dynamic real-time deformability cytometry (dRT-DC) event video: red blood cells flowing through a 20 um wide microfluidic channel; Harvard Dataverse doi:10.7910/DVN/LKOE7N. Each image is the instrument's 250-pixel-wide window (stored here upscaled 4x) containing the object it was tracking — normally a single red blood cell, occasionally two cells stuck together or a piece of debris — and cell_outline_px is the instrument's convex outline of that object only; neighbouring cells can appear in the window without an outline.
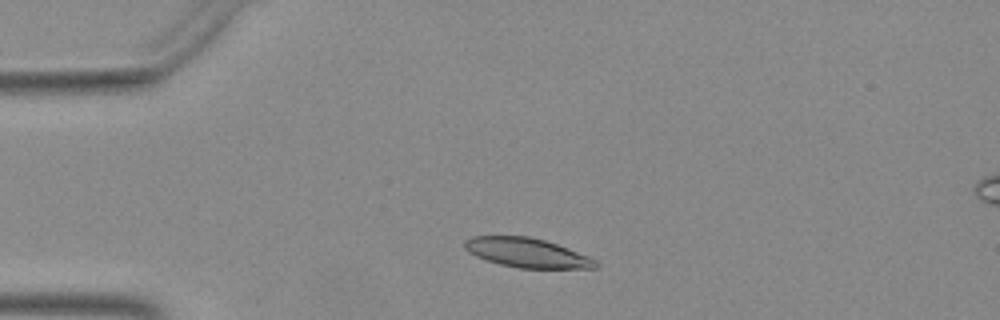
{"species": "Egyptian fruit bat (a non-hibernating species)", "species_latin": "Rousettus aegyptiacus", "temperature_condition": "warm", "stored_images_in_passage": 42, "camera_frame_rate_fps": 3000, "um_per_image_px": 0.085, "animal": {"sex": "female"}, "frame": {"image": 1, "passage_image": 3, "time_ms": 0.667, "image_size_px": [1000, 320], "cell_outline_px": [[600, 264], [596, 268], [520, 268], [500, 264], [476, 256], [468, 252], [464, 248], [464, 240], [472, 236], [528, 236], [544, 240], [556, 244], [588, 256], [596, 260]], "centroid_in_image_um": [44.78, 21.48], "position_along_channel_um": 40.2, "area_um2": 22.25}}
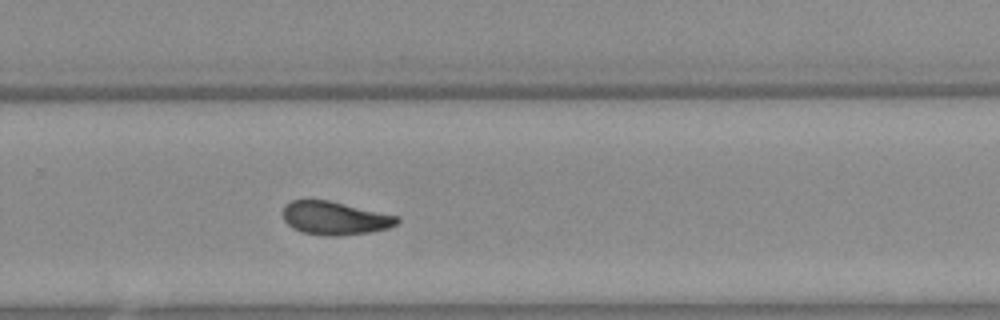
{"frame": {"image": 2, "passage_image": 25, "time_ms": 8.0, "image_size_px": [1000, 320], "cell_outline_px": [[400, 220], [396, 224], [388, 228], [368, 232], [336, 236], [332, 236], [304, 232], [292, 228], [284, 220], [284, 204], [292, 200], [328, 200], [400, 216]], "centroid_in_image_um": [28.48, 18.53], "position_along_channel_um": 301.3, "area_um2": 21.96}}
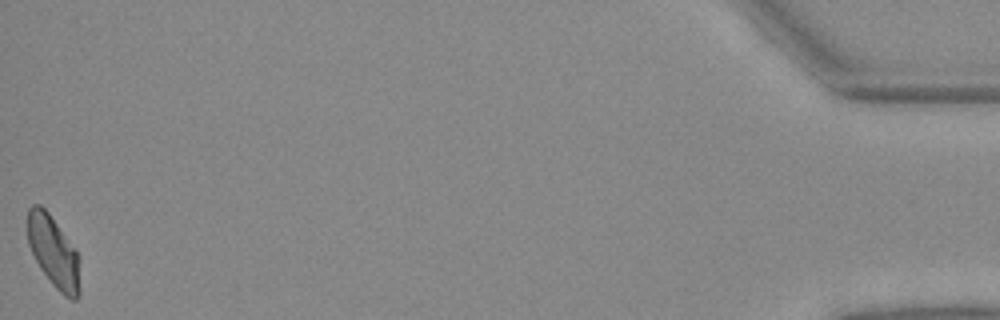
{"frame": {"image": 3, "passage_image": 42, "time_ms": 13.667, "image_size_px": [1000, 320], "cell_outline_px": [[80, 292], [76, 300], [72, 300], [64, 296], [52, 284], [40, 268], [28, 244], [28, 208], [32, 204], [40, 204], [48, 212], [76, 248]], "centroid_in_image_um": [4.54, 21.4], "position_along_channel_um": 430.7, "area_um2": 21.62}}